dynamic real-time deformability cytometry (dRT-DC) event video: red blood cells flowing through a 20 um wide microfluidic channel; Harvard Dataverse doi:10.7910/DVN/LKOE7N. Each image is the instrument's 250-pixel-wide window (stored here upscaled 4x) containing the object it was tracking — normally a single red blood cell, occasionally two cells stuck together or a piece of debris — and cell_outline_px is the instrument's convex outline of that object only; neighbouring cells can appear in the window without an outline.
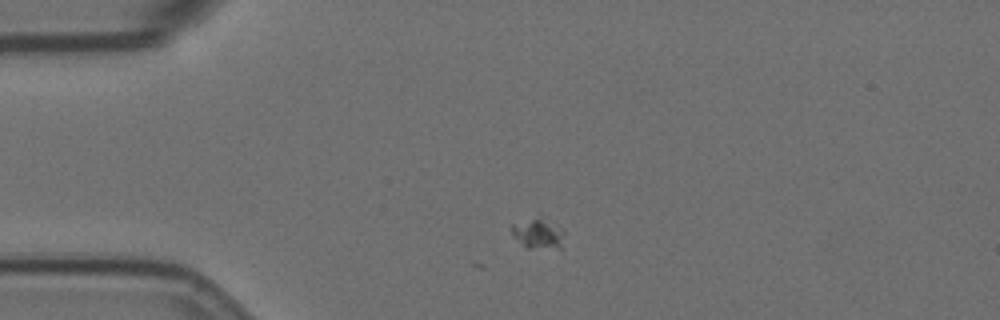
{"species": "Egyptian fruit bat (a non-hibernating species)", "species_latin": "Rousettus aegyptiacus", "temperature_condition": "room temperature", "stored_images_in_passage": 5, "camera_frame_rate_fps": 3000, "um_per_image_px": 0.085, "animal": {"sex": "female"}, "frame": {"image": 1, "passage_image": 1, "time_ms": 0.0, "image_size_px": [1000, 320], "cell_outline_px": [[564, 236], [560, 248], [528, 248], [512, 236], [512, 224], [540, 212], [564, 228]], "centroid_in_image_um": [45.77, 19.74], "position_along_channel_um": 39.2, "area_um2": 10.06}}